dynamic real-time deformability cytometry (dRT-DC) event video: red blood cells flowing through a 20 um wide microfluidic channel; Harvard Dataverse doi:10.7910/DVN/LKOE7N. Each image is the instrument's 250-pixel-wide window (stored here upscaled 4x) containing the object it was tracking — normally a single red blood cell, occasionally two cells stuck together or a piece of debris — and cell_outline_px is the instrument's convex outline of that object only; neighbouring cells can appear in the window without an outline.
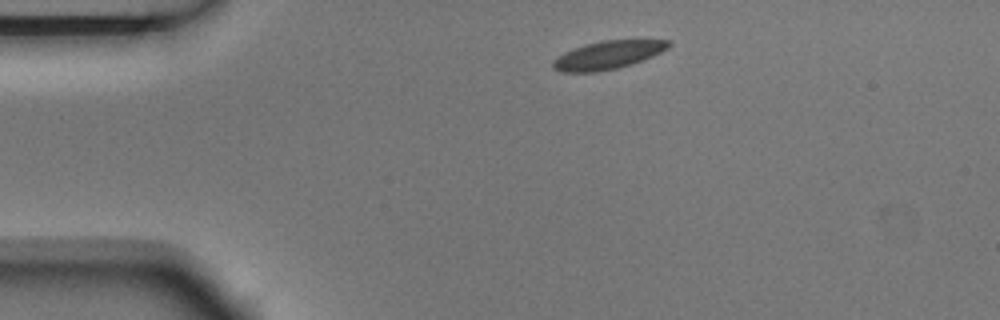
{"species": "Egyptian fruit bat (a non-hibernating species)", "species_latin": "Rousettus aegyptiacus", "temperature_condition": "room temperature", "stored_images_in_passage": 3, "camera_frame_rate_fps": 3000, "um_per_image_px": 0.085, "animal": {"sex": "male"}, "frame": {"image": 1, "passage_image": 1, "time_ms": 0.0, "image_size_px": [1000, 320], "cell_outline_px": [[672, 44], [668, 48], [652, 56], [632, 64], [616, 68], [596, 72], [560, 72], [552, 68], [552, 60], [556, 56], [564, 52], [584, 44], [600, 40], [672, 40]], "centroid_in_image_um": [51.63, 4.67], "position_along_channel_um": 33.4, "area_um2": 19.13}}
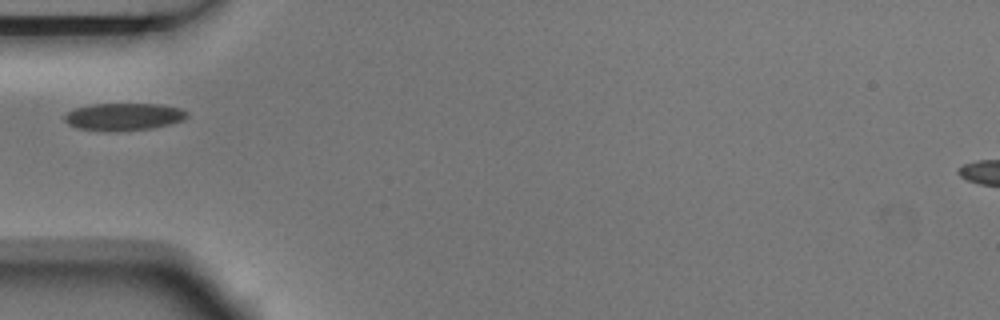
{"frame": {"image": 2, "passage_image": 3, "time_ms": 0.667, "image_size_px": [1000, 320], "cell_outline_px": [[188, 116], [180, 120], [168, 124], [152, 128], [112, 132], [76, 128], [68, 124], [64, 120], [64, 116], [68, 112], [76, 108], [92, 104], [160, 104], [180, 108], [188, 112]], "centroid_in_image_um": [10.48, 9.92], "position_along_channel_um": 74.5, "area_um2": 19.48}}